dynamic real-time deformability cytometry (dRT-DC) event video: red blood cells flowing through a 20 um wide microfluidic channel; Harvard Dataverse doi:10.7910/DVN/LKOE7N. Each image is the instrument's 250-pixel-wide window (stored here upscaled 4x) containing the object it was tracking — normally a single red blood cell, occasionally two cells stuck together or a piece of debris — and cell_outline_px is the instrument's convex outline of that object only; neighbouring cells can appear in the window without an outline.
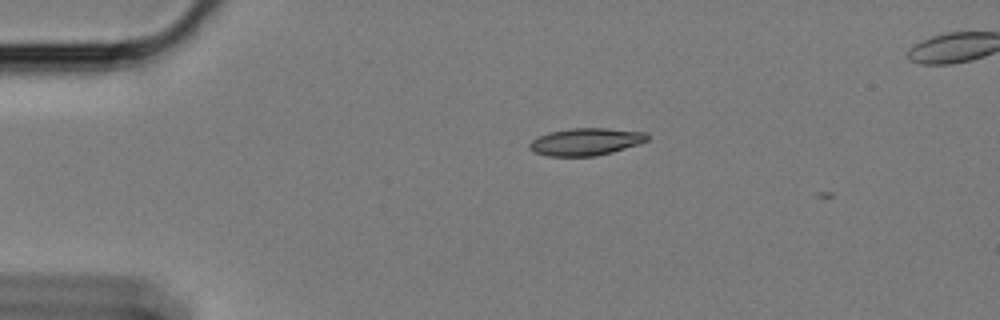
{"species": "Egyptian fruit bat (a non-hibernating species)", "species_latin": "Rousettus aegyptiacus", "temperature_condition": "cold", "stored_images_in_passage": 5, "camera_frame_rate_fps": 3000, "um_per_image_px": 0.085, "animal": {"sex": "female"}, "frame": {"image": 1, "passage_image": 2, "time_ms": 0.333, "image_size_px": [1000, 320], "cell_outline_px": [[648, 140], [640, 144], [612, 152], [596, 156], [548, 156], [536, 152], [528, 148], [528, 144], [532, 140], [548, 132], [572, 128], [608, 128], [644, 132], [648, 136]], "centroid_in_image_um": [49.8, 12.04], "position_along_channel_um": 35.2, "area_um2": 18.73}}